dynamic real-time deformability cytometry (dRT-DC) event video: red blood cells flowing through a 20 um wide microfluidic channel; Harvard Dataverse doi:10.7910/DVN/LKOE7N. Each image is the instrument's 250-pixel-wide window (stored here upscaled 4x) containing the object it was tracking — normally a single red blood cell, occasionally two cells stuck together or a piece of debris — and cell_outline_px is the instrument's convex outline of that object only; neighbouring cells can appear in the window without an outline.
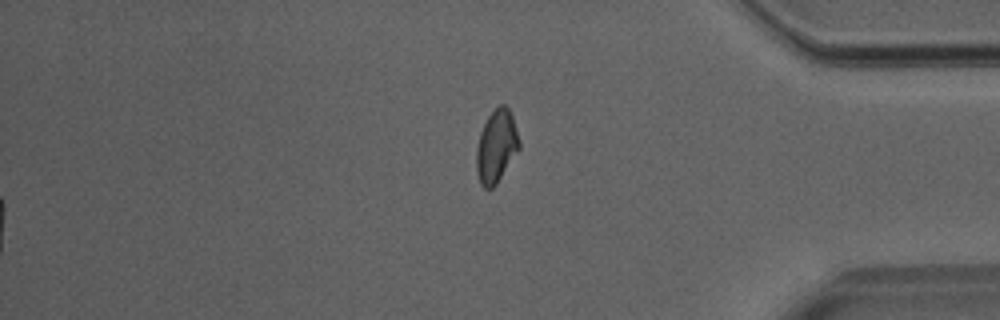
{"species": "Egyptian fruit bat (a non-hibernating species)", "species_latin": "Rousettus aegyptiacus", "temperature_condition": "room temperature", "stored_images_in_passage": 51, "segment_of_instrument_passage": [2, 2], "camera_frame_rate_fps": 3000, "um_per_image_px": 0.085, "animal": {"sex": "male"}, "frame": {"image": 1, "passage_image": 51, "time_ms": 16.667, "image_size_px": [1000, 320], "cell_outline_px": [[520, 148], [496, 184], [492, 188], [484, 188], [480, 184], [476, 172], [476, 148], [480, 132], [488, 116], [500, 104], [504, 104], [508, 108], [512, 116], [520, 140]], "centroid_in_image_um": [42.18, 12.45], "position_along_channel_um": 393.0, "area_um2": 18.09}}